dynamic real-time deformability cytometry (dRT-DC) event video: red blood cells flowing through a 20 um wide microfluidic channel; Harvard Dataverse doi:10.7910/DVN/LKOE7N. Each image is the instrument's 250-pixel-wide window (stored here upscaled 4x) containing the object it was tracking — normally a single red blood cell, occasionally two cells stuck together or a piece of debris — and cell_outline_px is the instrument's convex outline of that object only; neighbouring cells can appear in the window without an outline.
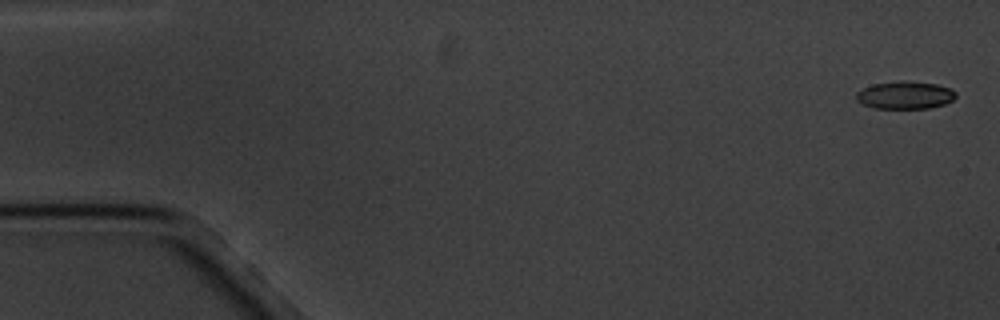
{"species": "common noctule bat (a hibernating species)", "species_latin": "Nyctalus noctula", "temperature_condition": "cold", "stored_images_in_passage": 6, "camera_frame_rate_fps": 3000, "um_per_image_px": 0.085, "animal": {"sex": "male", "body_mass_g": 20.1, "forearm_length_mm": 53.5}, "frame": {"image": 1, "passage_image": 1, "time_ms": 0.0, "image_size_px": [1000, 320], "cell_outline_px": [[956, 96], [952, 100], [944, 104], [928, 108], [872, 108], [856, 100], [856, 92], [872, 84], [900, 80], [904, 80], [936, 84], [952, 88], [956, 92]], "centroid_in_image_um": [76.93, 8.07], "position_along_channel_um": 8.1, "area_um2": 16.13}}
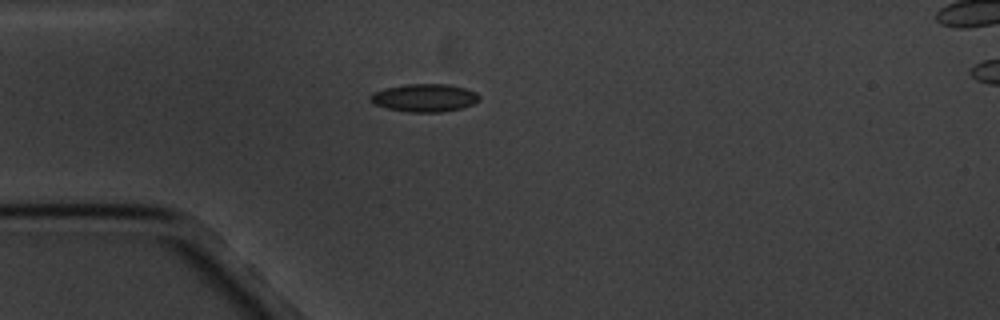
{"frame": {"image": 2, "passage_image": 5, "time_ms": 4.667, "image_size_px": [1000, 320], "cell_outline_px": [[480, 100], [464, 108], [444, 112], [408, 112], [388, 108], [372, 104], [368, 100], [368, 96], [372, 92], [384, 88], [404, 84], [448, 84], [464, 88], [476, 92], [480, 96]], "centroid_in_image_um": [36.05, 8.31], "position_along_channel_um": 49.0, "area_um2": 18.03}}